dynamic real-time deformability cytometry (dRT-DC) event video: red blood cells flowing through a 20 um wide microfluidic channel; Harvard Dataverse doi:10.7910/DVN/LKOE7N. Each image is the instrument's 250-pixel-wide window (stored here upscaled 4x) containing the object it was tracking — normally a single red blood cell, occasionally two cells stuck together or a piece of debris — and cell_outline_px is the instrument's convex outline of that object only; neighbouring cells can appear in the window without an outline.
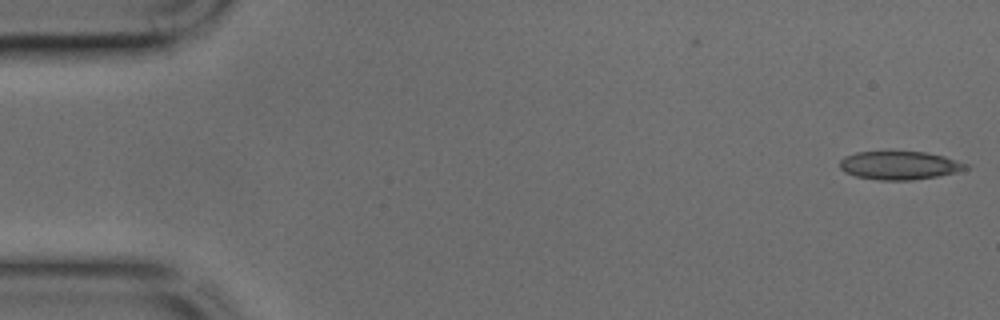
{"species": "common noctule bat (a hibernating species)", "species_latin": "Nyctalus noctula", "temperature_condition": "cold", "stored_images_in_passage": 4, "camera_frame_rate_fps": 3000, "um_per_image_px": 0.085, "animal": {"sex": "male", "body_mass_g": 17.9, "forearm_length_mm": 54.2}, "frame": {"image": 1, "passage_image": 4, "time_ms": 1.0, "image_size_px": [1000, 320], "cell_outline_px": [[968, 168], [956, 172], [936, 176], [912, 180], [880, 180], [856, 176], [844, 172], [840, 168], [840, 160], [844, 156], [856, 152], [928, 152], [944, 156], [968, 164]], "centroid_in_image_um": [76.44, 14.05], "position_along_channel_um": 8.6, "area_um2": 20.69}}